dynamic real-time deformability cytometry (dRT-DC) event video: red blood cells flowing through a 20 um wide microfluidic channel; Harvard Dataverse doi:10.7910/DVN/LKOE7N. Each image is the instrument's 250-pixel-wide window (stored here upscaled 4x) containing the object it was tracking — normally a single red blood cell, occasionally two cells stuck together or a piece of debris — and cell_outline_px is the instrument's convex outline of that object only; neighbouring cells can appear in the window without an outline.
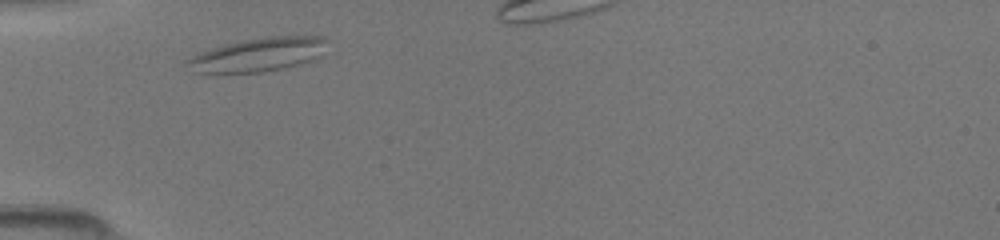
{"species": "common noctule bat (a hibernating species)", "species_latin": "Nyctalus noctula", "temperature_condition": "room temperature", "stored_images_in_passage": 29, "camera_frame_rate_fps": 3000, "um_per_image_px": 0.085, "animal": {"sex": "female", "body_mass_g": 19.5, "forearm_length_mm": 54.1}, "frame": {"image": 1, "passage_image": 1, "time_ms": 0.0, "image_size_px": [1000, 240], "cell_outline_px": [[328, 40], [316, 56], [312, 60], [300, 64], [284, 68], [260, 72], [196, 72], [184, 60], [192, 56], [212, 48], [240, 40], [268, 36], [324, 36]], "centroid_in_image_um": [21.95, 4.62], "position_along_channel_um": 63.0, "area_um2": 26.88}}
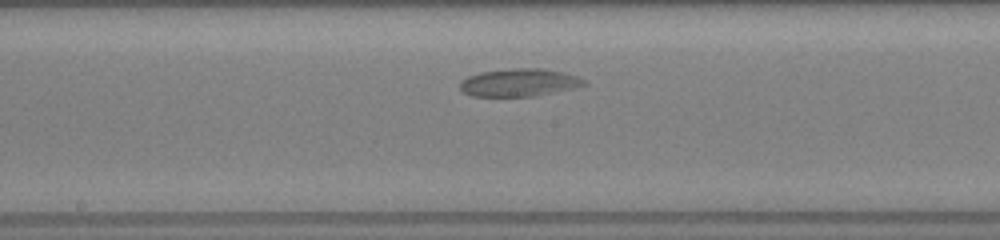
{"frame": {"image": 2, "passage_image": 12, "time_ms": 3.667, "image_size_px": [1000, 240], "cell_outline_px": [[588, 84], [572, 88], [532, 96], [472, 96], [464, 92], [460, 88], [460, 80], [468, 76], [480, 72], [512, 68], [540, 68], [560, 72], [576, 76], [584, 80]], "centroid_in_image_um": [44.07, 7.01], "position_along_channel_um": 204.1, "area_um2": 19.77}}
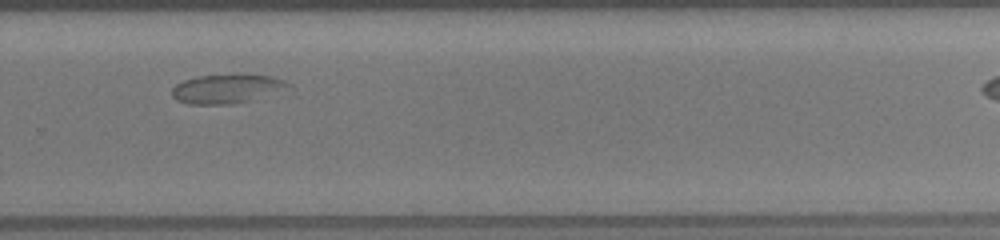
{"frame": {"image": 3, "passage_image": 20, "time_ms": 6.333, "image_size_px": [1000, 240], "cell_outline_px": [[288, 84], [252, 100], [232, 104], [188, 104], [176, 100], [172, 96], [172, 88], [176, 84], [184, 80], [196, 76], [272, 76], [284, 80]], "centroid_in_image_um": [19.09, 7.57], "position_along_channel_um": 310.7, "area_um2": 18.55}}